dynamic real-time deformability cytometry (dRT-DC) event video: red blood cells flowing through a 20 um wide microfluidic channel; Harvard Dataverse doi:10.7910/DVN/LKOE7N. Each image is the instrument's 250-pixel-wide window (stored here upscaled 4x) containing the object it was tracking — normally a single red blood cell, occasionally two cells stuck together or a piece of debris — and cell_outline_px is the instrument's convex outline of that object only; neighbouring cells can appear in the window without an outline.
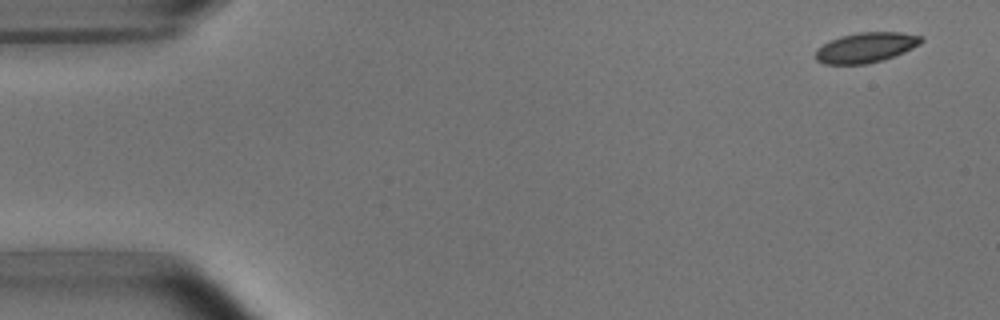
{"species": "common noctule bat (a hibernating species)", "species_latin": "Nyctalus noctula", "temperature_condition": "room temperature", "stored_images_in_passage": 6, "camera_frame_rate_fps": 3000, "um_per_image_px": 0.085, "animal": {"sex": "male", "body_mass_g": 15.6}, "frame": {"image": 1, "passage_image": 1, "time_ms": 0.0, "image_size_px": [1000, 320], "cell_outline_px": [[924, 40], [920, 44], [904, 52], [884, 60], [868, 64], [824, 64], [816, 60], [816, 48], [840, 36], [860, 32], [900, 32], [924, 36]], "centroid_in_image_um": [73.63, 4.04], "position_along_channel_um": 11.4, "area_um2": 18.61}}